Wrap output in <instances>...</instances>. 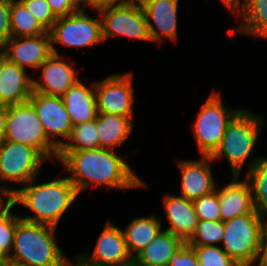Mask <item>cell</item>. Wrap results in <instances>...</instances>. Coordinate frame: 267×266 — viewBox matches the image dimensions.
Returning <instances> with one entry per match:
<instances>
[{
    "label": "cell",
    "instance_id": "obj_23",
    "mask_svg": "<svg viewBox=\"0 0 267 266\" xmlns=\"http://www.w3.org/2000/svg\"><path fill=\"white\" fill-rule=\"evenodd\" d=\"M185 242L171 232L162 230L133 258L132 266H167L172 255Z\"/></svg>",
    "mask_w": 267,
    "mask_h": 266
},
{
    "label": "cell",
    "instance_id": "obj_27",
    "mask_svg": "<svg viewBox=\"0 0 267 266\" xmlns=\"http://www.w3.org/2000/svg\"><path fill=\"white\" fill-rule=\"evenodd\" d=\"M10 30L13 37H34L48 32L19 0H10Z\"/></svg>",
    "mask_w": 267,
    "mask_h": 266
},
{
    "label": "cell",
    "instance_id": "obj_7",
    "mask_svg": "<svg viewBox=\"0 0 267 266\" xmlns=\"http://www.w3.org/2000/svg\"><path fill=\"white\" fill-rule=\"evenodd\" d=\"M264 217L261 213H247L223 221L222 249L240 266H252L256 262Z\"/></svg>",
    "mask_w": 267,
    "mask_h": 266
},
{
    "label": "cell",
    "instance_id": "obj_30",
    "mask_svg": "<svg viewBox=\"0 0 267 266\" xmlns=\"http://www.w3.org/2000/svg\"><path fill=\"white\" fill-rule=\"evenodd\" d=\"M223 235V221L199 220L194 234L186 243L190 246H216L217 243H221Z\"/></svg>",
    "mask_w": 267,
    "mask_h": 266
},
{
    "label": "cell",
    "instance_id": "obj_24",
    "mask_svg": "<svg viewBox=\"0 0 267 266\" xmlns=\"http://www.w3.org/2000/svg\"><path fill=\"white\" fill-rule=\"evenodd\" d=\"M99 148L111 149L124 143L133 131L134 122L124 116L98 112L96 117Z\"/></svg>",
    "mask_w": 267,
    "mask_h": 266
},
{
    "label": "cell",
    "instance_id": "obj_33",
    "mask_svg": "<svg viewBox=\"0 0 267 266\" xmlns=\"http://www.w3.org/2000/svg\"><path fill=\"white\" fill-rule=\"evenodd\" d=\"M28 11L49 31L57 17L51 11L47 0H19Z\"/></svg>",
    "mask_w": 267,
    "mask_h": 266
},
{
    "label": "cell",
    "instance_id": "obj_40",
    "mask_svg": "<svg viewBox=\"0 0 267 266\" xmlns=\"http://www.w3.org/2000/svg\"><path fill=\"white\" fill-rule=\"evenodd\" d=\"M230 12H234L240 5L241 0H219Z\"/></svg>",
    "mask_w": 267,
    "mask_h": 266
},
{
    "label": "cell",
    "instance_id": "obj_9",
    "mask_svg": "<svg viewBox=\"0 0 267 266\" xmlns=\"http://www.w3.org/2000/svg\"><path fill=\"white\" fill-rule=\"evenodd\" d=\"M86 9L63 17H58L49 30L52 53L60 54L55 44L66 47L81 48L92 47L103 42L101 18H92Z\"/></svg>",
    "mask_w": 267,
    "mask_h": 266
},
{
    "label": "cell",
    "instance_id": "obj_15",
    "mask_svg": "<svg viewBox=\"0 0 267 266\" xmlns=\"http://www.w3.org/2000/svg\"><path fill=\"white\" fill-rule=\"evenodd\" d=\"M52 53L48 59L39 67L42 71L39 76L41 81L33 78V91L50 96L62 97L64 93L78 81L76 69L65 62L64 56Z\"/></svg>",
    "mask_w": 267,
    "mask_h": 266
},
{
    "label": "cell",
    "instance_id": "obj_5",
    "mask_svg": "<svg viewBox=\"0 0 267 266\" xmlns=\"http://www.w3.org/2000/svg\"><path fill=\"white\" fill-rule=\"evenodd\" d=\"M4 140L30 146L46 160H56L58 148L47 138L34 107L28 101L7 106Z\"/></svg>",
    "mask_w": 267,
    "mask_h": 266
},
{
    "label": "cell",
    "instance_id": "obj_1",
    "mask_svg": "<svg viewBox=\"0 0 267 266\" xmlns=\"http://www.w3.org/2000/svg\"><path fill=\"white\" fill-rule=\"evenodd\" d=\"M78 194L92 186L129 189L143 188L139 178L127 162L111 149L96 148L71 152H57V157Z\"/></svg>",
    "mask_w": 267,
    "mask_h": 266
},
{
    "label": "cell",
    "instance_id": "obj_36",
    "mask_svg": "<svg viewBox=\"0 0 267 266\" xmlns=\"http://www.w3.org/2000/svg\"><path fill=\"white\" fill-rule=\"evenodd\" d=\"M47 2L57 18L70 15L82 8L76 0H47Z\"/></svg>",
    "mask_w": 267,
    "mask_h": 266
},
{
    "label": "cell",
    "instance_id": "obj_29",
    "mask_svg": "<svg viewBox=\"0 0 267 266\" xmlns=\"http://www.w3.org/2000/svg\"><path fill=\"white\" fill-rule=\"evenodd\" d=\"M14 205L8 201L0 208V260L9 259L13 248L14 233L20 216L12 214Z\"/></svg>",
    "mask_w": 267,
    "mask_h": 266
},
{
    "label": "cell",
    "instance_id": "obj_34",
    "mask_svg": "<svg viewBox=\"0 0 267 266\" xmlns=\"http://www.w3.org/2000/svg\"><path fill=\"white\" fill-rule=\"evenodd\" d=\"M167 266H199L194 248L185 242L172 255Z\"/></svg>",
    "mask_w": 267,
    "mask_h": 266
},
{
    "label": "cell",
    "instance_id": "obj_25",
    "mask_svg": "<svg viewBox=\"0 0 267 266\" xmlns=\"http://www.w3.org/2000/svg\"><path fill=\"white\" fill-rule=\"evenodd\" d=\"M163 221L155 214L147 217H135L122 230L127 250L132 258L142 251L162 230Z\"/></svg>",
    "mask_w": 267,
    "mask_h": 266
},
{
    "label": "cell",
    "instance_id": "obj_41",
    "mask_svg": "<svg viewBox=\"0 0 267 266\" xmlns=\"http://www.w3.org/2000/svg\"><path fill=\"white\" fill-rule=\"evenodd\" d=\"M6 200H4L5 198ZM9 201V196L0 187V206H4Z\"/></svg>",
    "mask_w": 267,
    "mask_h": 266
},
{
    "label": "cell",
    "instance_id": "obj_17",
    "mask_svg": "<svg viewBox=\"0 0 267 266\" xmlns=\"http://www.w3.org/2000/svg\"><path fill=\"white\" fill-rule=\"evenodd\" d=\"M199 160H180L181 193L179 196L194 201L216 190V181L212 175L210 156H201Z\"/></svg>",
    "mask_w": 267,
    "mask_h": 266
},
{
    "label": "cell",
    "instance_id": "obj_22",
    "mask_svg": "<svg viewBox=\"0 0 267 266\" xmlns=\"http://www.w3.org/2000/svg\"><path fill=\"white\" fill-rule=\"evenodd\" d=\"M232 14L242 18L239 26L230 31L231 35L240 33L267 40V0H241Z\"/></svg>",
    "mask_w": 267,
    "mask_h": 266
},
{
    "label": "cell",
    "instance_id": "obj_12",
    "mask_svg": "<svg viewBox=\"0 0 267 266\" xmlns=\"http://www.w3.org/2000/svg\"><path fill=\"white\" fill-rule=\"evenodd\" d=\"M74 266H132L125 237L121 228L107 221L97 239L92 255L84 253L76 256Z\"/></svg>",
    "mask_w": 267,
    "mask_h": 266
},
{
    "label": "cell",
    "instance_id": "obj_8",
    "mask_svg": "<svg viewBox=\"0 0 267 266\" xmlns=\"http://www.w3.org/2000/svg\"><path fill=\"white\" fill-rule=\"evenodd\" d=\"M219 92L212 91L192 125L200 156H211L221 143L228 122L240 110L228 108Z\"/></svg>",
    "mask_w": 267,
    "mask_h": 266
},
{
    "label": "cell",
    "instance_id": "obj_14",
    "mask_svg": "<svg viewBox=\"0 0 267 266\" xmlns=\"http://www.w3.org/2000/svg\"><path fill=\"white\" fill-rule=\"evenodd\" d=\"M0 53L25 70L27 67L38 70L52 54L49 31L34 37L12 36Z\"/></svg>",
    "mask_w": 267,
    "mask_h": 266
},
{
    "label": "cell",
    "instance_id": "obj_10",
    "mask_svg": "<svg viewBox=\"0 0 267 266\" xmlns=\"http://www.w3.org/2000/svg\"><path fill=\"white\" fill-rule=\"evenodd\" d=\"M102 23V36H125L130 39L151 41L145 12L139 0L107 7L98 11Z\"/></svg>",
    "mask_w": 267,
    "mask_h": 266
},
{
    "label": "cell",
    "instance_id": "obj_43",
    "mask_svg": "<svg viewBox=\"0 0 267 266\" xmlns=\"http://www.w3.org/2000/svg\"><path fill=\"white\" fill-rule=\"evenodd\" d=\"M80 5L85 1V0H76Z\"/></svg>",
    "mask_w": 267,
    "mask_h": 266
},
{
    "label": "cell",
    "instance_id": "obj_3",
    "mask_svg": "<svg viewBox=\"0 0 267 266\" xmlns=\"http://www.w3.org/2000/svg\"><path fill=\"white\" fill-rule=\"evenodd\" d=\"M56 228L21 220L14 233L9 259L30 266H74L55 240Z\"/></svg>",
    "mask_w": 267,
    "mask_h": 266
},
{
    "label": "cell",
    "instance_id": "obj_16",
    "mask_svg": "<svg viewBox=\"0 0 267 266\" xmlns=\"http://www.w3.org/2000/svg\"><path fill=\"white\" fill-rule=\"evenodd\" d=\"M139 2L147 18L151 41H157V45H160L166 38L176 43L179 0H139Z\"/></svg>",
    "mask_w": 267,
    "mask_h": 266
},
{
    "label": "cell",
    "instance_id": "obj_42",
    "mask_svg": "<svg viewBox=\"0 0 267 266\" xmlns=\"http://www.w3.org/2000/svg\"><path fill=\"white\" fill-rule=\"evenodd\" d=\"M0 266H5V260H0Z\"/></svg>",
    "mask_w": 267,
    "mask_h": 266
},
{
    "label": "cell",
    "instance_id": "obj_20",
    "mask_svg": "<svg viewBox=\"0 0 267 266\" xmlns=\"http://www.w3.org/2000/svg\"><path fill=\"white\" fill-rule=\"evenodd\" d=\"M166 194L163 196V203L169 226L163 230L187 242L194 234L199 221L193 203L184 197Z\"/></svg>",
    "mask_w": 267,
    "mask_h": 266
},
{
    "label": "cell",
    "instance_id": "obj_18",
    "mask_svg": "<svg viewBox=\"0 0 267 266\" xmlns=\"http://www.w3.org/2000/svg\"><path fill=\"white\" fill-rule=\"evenodd\" d=\"M33 92V77L0 53V105L22 104Z\"/></svg>",
    "mask_w": 267,
    "mask_h": 266
},
{
    "label": "cell",
    "instance_id": "obj_26",
    "mask_svg": "<svg viewBox=\"0 0 267 266\" xmlns=\"http://www.w3.org/2000/svg\"><path fill=\"white\" fill-rule=\"evenodd\" d=\"M249 163L245 180L250 185L255 209L267 216V158L256 156Z\"/></svg>",
    "mask_w": 267,
    "mask_h": 266
},
{
    "label": "cell",
    "instance_id": "obj_37",
    "mask_svg": "<svg viewBox=\"0 0 267 266\" xmlns=\"http://www.w3.org/2000/svg\"><path fill=\"white\" fill-rule=\"evenodd\" d=\"M264 217V221L260 228L259 235V250L256 258V266H267V221Z\"/></svg>",
    "mask_w": 267,
    "mask_h": 266
},
{
    "label": "cell",
    "instance_id": "obj_6",
    "mask_svg": "<svg viewBox=\"0 0 267 266\" xmlns=\"http://www.w3.org/2000/svg\"><path fill=\"white\" fill-rule=\"evenodd\" d=\"M46 161L35 148L17 142L2 141L0 143L1 189L11 197L16 191L13 186L15 184L23 186L37 178ZM4 183L8 185L10 183V187L3 186Z\"/></svg>",
    "mask_w": 267,
    "mask_h": 266
},
{
    "label": "cell",
    "instance_id": "obj_39",
    "mask_svg": "<svg viewBox=\"0 0 267 266\" xmlns=\"http://www.w3.org/2000/svg\"><path fill=\"white\" fill-rule=\"evenodd\" d=\"M7 121V106L0 105V143L4 141Z\"/></svg>",
    "mask_w": 267,
    "mask_h": 266
},
{
    "label": "cell",
    "instance_id": "obj_35",
    "mask_svg": "<svg viewBox=\"0 0 267 266\" xmlns=\"http://www.w3.org/2000/svg\"><path fill=\"white\" fill-rule=\"evenodd\" d=\"M11 37L10 0H0V51Z\"/></svg>",
    "mask_w": 267,
    "mask_h": 266
},
{
    "label": "cell",
    "instance_id": "obj_19",
    "mask_svg": "<svg viewBox=\"0 0 267 266\" xmlns=\"http://www.w3.org/2000/svg\"><path fill=\"white\" fill-rule=\"evenodd\" d=\"M240 176H232L231 182L221 189L216 187L221 221L247 213H259L254 206L250 185Z\"/></svg>",
    "mask_w": 267,
    "mask_h": 266
},
{
    "label": "cell",
    "instance_id": "obj_4",
    "mask_svg": "<svg viewBox=\"0 0 267 266\" xmlns=\"http://www.w3.org/2000/svg\"><path fill=\"white\" fill-rule=\"evenodd\" d=\"M241 108L228 122L221 143L210 156L213 161L225 157L231 167L232 176H241L254 147L257 145L259 135L266 121L262 115H255Z\"/></svg>",
    "mask_w": 267,
    "mask_h": 266
},
{
    "label": "cell",
    "instance_id": "obj_13",
    "mask_svg": "<svg viewBox=\"0 0 267 266\" xmlns=\"http://www.w3.org/2000/svg\"><path fill=\"white\" fill-rule=\"evenodd\" d=\"M28 102L34 107L47 138L59 149L72 131V123L62 97L32 92Z\"/></svg>",
    "mask_w": 267,
    "mask_h": 266
},
{
    "label": "cell",
    "instance_id": "obj_28",
    "mask_svg": "<svg viewBox=\"0 0 267 266\" xmlns=\"http://www.w3.org/2000/svg\"><path fill=\"white\" fill-rule=\"evenodd\" d=\"M99 148L96 119L74 125L69 137L60 146L58 152H71Z\"/></svg>",
    "mask_w": 267,
    "mask_h": 266
},
{
    "label": "cell",
    "instance_id": "obj_38",
    "mask_svg": "<svg viewBox=\"0 0 267 266\" xmlns=\"http://www.w3.org/2000/svg\"><path fill=\"white\" fill-rule=\"evenodd\" d=\"M128 1L130 0H85L81 4V7L83 9L91 8L92 10H95L96 12H98L101 9L112 7V6H117Z\"/></svg>",
    "mask_w": 267,
    "mask_h": 266
},
{
    "label": "cell",
    "instance_id": "obj_31",
    "mask_svg": "<svg viewBox=\"0 0 267 266\" xmlns=\"http://www.w3.org/2000/svg\"><path fill=\"white\" fill-rule=\"evenodd\" d=\"M199 266H240L219 245L192 246Z\"/></svg>",
    "mask_w": 267,
    "mask_h": 266
},
{
    "label": "cell",
    "instance_id": "obj_21",
    "mask_svg": "<svg viewBox=\"0 0 267 266\" xmlns=\"http://www.w3.org/2000/svg\"><path fill=\"white\" fill-rule=\"evenodd\" d=\"M90 84L88 87L79 80L62 96L73 126L93 121L97 117L95 83Z\"/></svg>",
    "mask_w": 267,
    "mask_h": 266
},
{
    "label": "cell",
    "instance_id": "obj_32",
    "mask_svg": "<svg viewBox=\"0 0 267 266\" xmlns=\"http://www.w3.org/2000/svg\"><path fill=\"white\" fill-rule=\"evenodd\" d=\"M198 220L220 221V205L218 192L215 190L211 194L201 196L192 201Z\"/></svg>",
    "mask_w": 267,
    "mask_h": 266
},
{
    "label": "cell",
    "instance_id": "obj_2",
    "mask_svg": "<svg viewBox=\"0 0 267 266\" xmlns=\"http://www.w3.org/2000/svg\"><path fill=\"white\" fill-rule=\"evenodd\" d=\"M36 179H32L21 188L18 187L9 197V201L14 206L22 204L33 214L35 213L30 216H20L22 220L57 227L62 216L75 202L79 194L68 177L35 185Z\"/></svg>",
    "mask_w": 267,
    "mask_h": 266
},
{
    "label": "cell",
    "instance_id": "obj_11",
    "mask_svg": "<svg viewBox=\"0 0 267 266\" xmlns=\"http://www.w3.org/2000/svg\"><path fill=\"white\" fill-rule=\"evenodd\" d=\"M133 74H113L95 82L97 111L133 118L135 102Z\"/></svg>",
    "mask_w": 267,
    "mask_h": 266
}]
</instances>
